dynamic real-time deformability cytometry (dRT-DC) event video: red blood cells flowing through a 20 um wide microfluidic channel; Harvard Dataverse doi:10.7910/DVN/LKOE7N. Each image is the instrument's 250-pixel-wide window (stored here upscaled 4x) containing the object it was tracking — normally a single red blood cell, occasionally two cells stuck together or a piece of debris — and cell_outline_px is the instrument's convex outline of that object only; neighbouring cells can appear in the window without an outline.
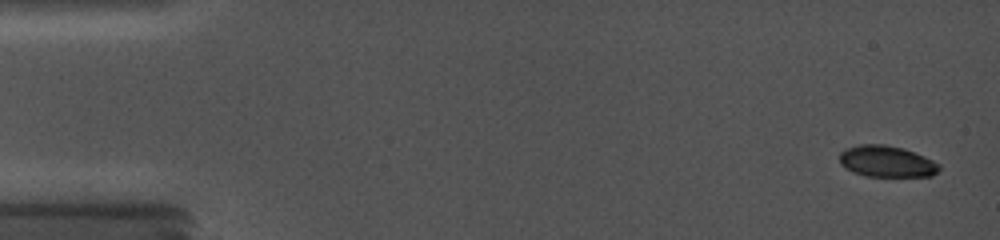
{"species": "common noctule bat (a hibernating species)", "species_latin": "Nyctalus noctula", "temperature_condition": "cold", "stored_images_in_passage": 12, "camera_frame_rate_fps": 5000, "um_per_image_px": 0.085, "animal": {"sex": "female", "body_mass_g": 19.0, "forearm_length_mm": 56.7}, "frame": {"image": 1, "passage_image": 1, "time_ms": 0.0, "image_size_px": [1000, 240], "cell_outline_px": [[940, 168], [932, 176], [868, 176], [852, 172], [840, 164], [840, 152], [844, 148], [860, 144], [884, 144], [904, 148], [924, 156], [940, 164]], "centroid_in_image_um": [75.35, 13.71], "position_along_channel_um": 9.7, "area_um2": 18.26}}
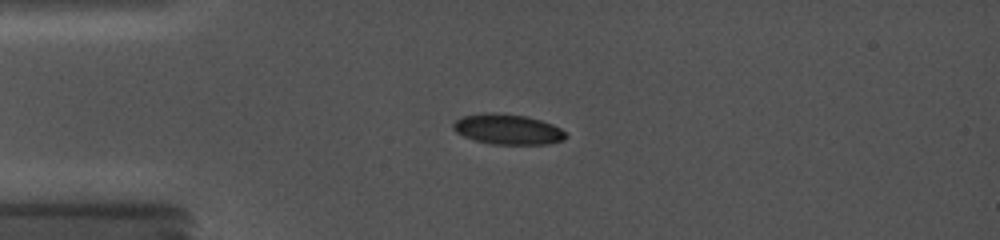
{"frame": {"image": 2, "passage_image": 9, "time_ms": 3.8, "image_size_px": [1000, 240], "cell_outline_px": [[568, 136], [564, 140], [548, 144], [492, 144], [476, 140], [464, 136], [456, 132], [452, 128], [452, 124], [460, 116], [484, 112], [500, 112], [528, 116], [552, 124], [568, 132]], "centroid_in_image_um": [43.17, 10.97], "position_along_channel_um": 41.8, "area_um2": 20.23}}